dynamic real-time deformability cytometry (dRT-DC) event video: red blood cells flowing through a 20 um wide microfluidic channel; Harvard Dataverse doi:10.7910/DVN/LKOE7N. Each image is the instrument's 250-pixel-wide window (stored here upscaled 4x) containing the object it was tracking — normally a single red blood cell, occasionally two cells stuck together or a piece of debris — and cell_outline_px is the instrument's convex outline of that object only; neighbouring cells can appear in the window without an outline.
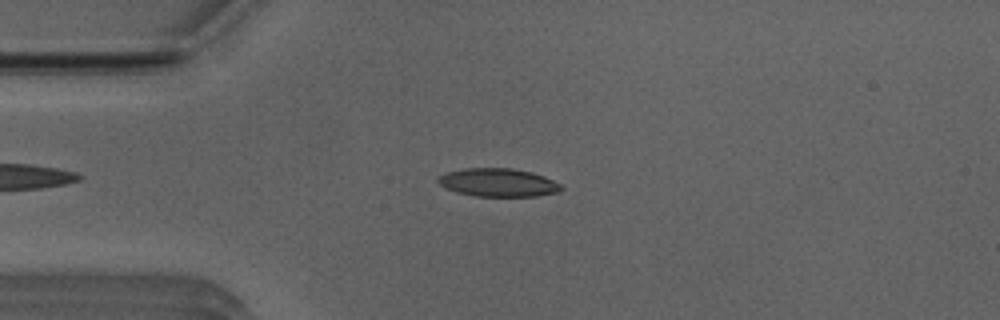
{"species": "Egyptian fruit bat (a non-hibernating species)", "species_latin": "Rousettus aegyptiacus", "temperature_condition": "room temperature", "stored_images_in_passage": 51, "camera_frame_rate_fps": 3000, "um_per_image_px": 0.085, "animal": {"sex": "male"}, "frame": {"image": 1, "passage_image": 12, "time_ms": 3.667, "image_size_px": [1000, 320], "cell_outline_px": [[564, 188], [556, 192], [536, 196], [472, 196], [456, 192], [440, 184], [436, 180], [444, 172], [464, 168], [512, 168], [532, 172], [544, 176], [560, 184]], "centroid_in_image_um": [42.32, 15.51], "position_along_channel_um": 42.7, "area_um2": 20.23}}
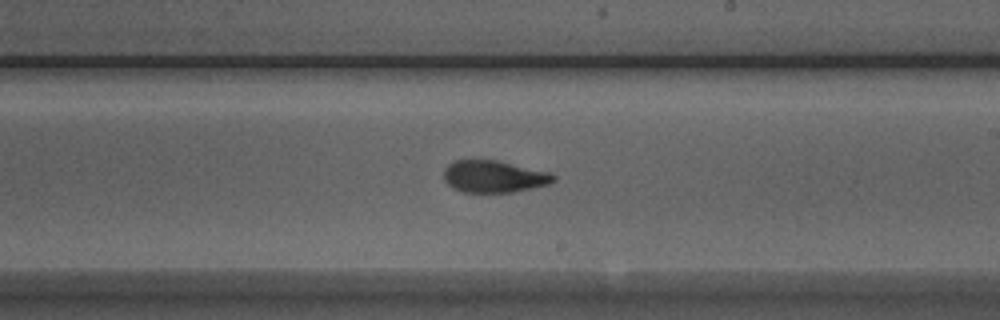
{"frame": {"image": 2, "passage_image": 29, "time_ms": 9.333, "image_size_px": [1000, 320], "cell_outline_px": [[556, 180], [548, 184], [512, 192], [464, 192], [452, 188], [444, 180], [444, 168], [448, 164], [456, 160], [496, 160], [552, 172], [556, 176]], "centroid_in_image_um": [41.99, 15.0], "position_along_channel_um": 247.0, "area_um2": 20.52}}
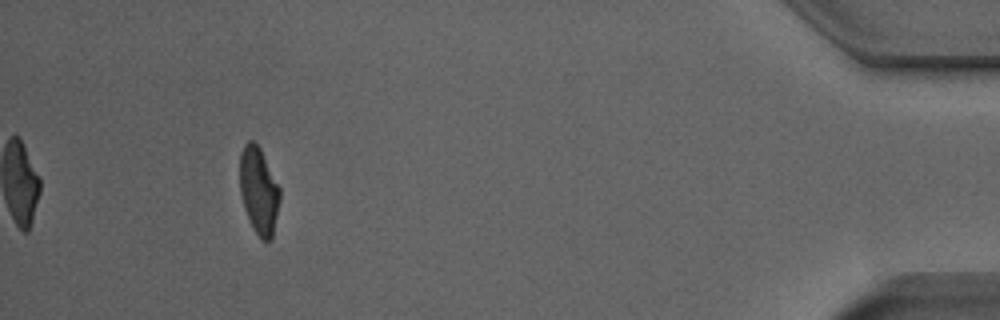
{"frame": {"image": 3, "passage_image": 47, "time_ms": 15.333, "image_size_px": [1000, 320], "cell_outline_px": [[280, 200], [272, 240], [260, 240], [244, 208], [240, 192], [240, 152], [244, 144], [248, 140], [252, 140], [260, 148], [280, 188]], "centroid_in_image_um": [22.0, 16.2], "position_along_channel_um": 413.2, "area_um2": 20.17}, "authors_computed_cell_mechanics": {"area_um2": 20.5768, "velocity_mm_per_s": 3.9445, "shape_relaxation_time_tau1_ms": 5.0333, "shape_relaxation_time_tau2_ms": 1.4456, "deformation_change_tau1": 0.1743, "deformation_change_tau2": 0.0813}}